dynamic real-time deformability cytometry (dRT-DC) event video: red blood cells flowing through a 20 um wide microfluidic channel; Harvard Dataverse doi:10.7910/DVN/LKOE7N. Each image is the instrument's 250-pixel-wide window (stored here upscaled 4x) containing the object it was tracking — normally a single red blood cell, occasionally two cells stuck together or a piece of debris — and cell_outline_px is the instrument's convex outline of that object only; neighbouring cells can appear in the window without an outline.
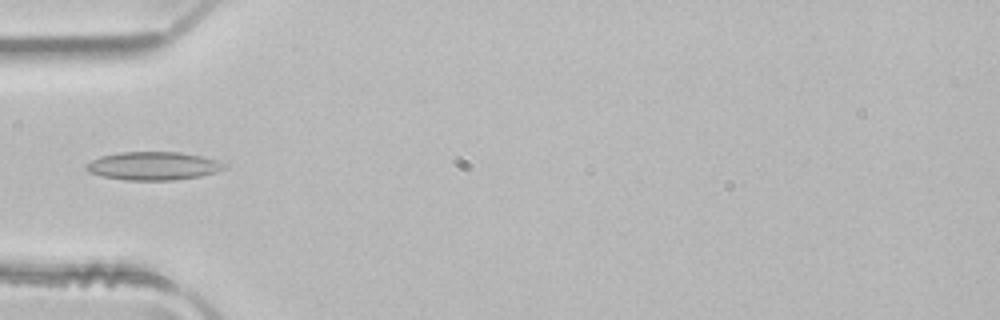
{"species": "common noctule bat (a hibernating species)", "species_latin": "Nyctalus noctula", "temperature_condition": "room temperature", "stored_images_in_passage": 4, "camera_frame_rate_fps": 3000, "um_per_image_px": 0.085, "animal": {"sex": "male", "body_mass_g": 21.5, "forearm_length_mm": 52.0}, "frame": {"image": 1, "passage_image": 4, "time_ms": 1.0, "image_size_px": [1000, 320], "cell_outline_px": [[228, 168], [216, 172], [200, 176], [172, 180], [128, 180], [104, 176], [88, 172], [84, 168], [92, 160], [100, 156], [120, 152], [180, 152], [200, 156], [216, 160], [224, 164]], "centroid_in_image_um": [13.03, 14.1], "position_along_channel_um": 72.0, "area_um2": 22.54}}